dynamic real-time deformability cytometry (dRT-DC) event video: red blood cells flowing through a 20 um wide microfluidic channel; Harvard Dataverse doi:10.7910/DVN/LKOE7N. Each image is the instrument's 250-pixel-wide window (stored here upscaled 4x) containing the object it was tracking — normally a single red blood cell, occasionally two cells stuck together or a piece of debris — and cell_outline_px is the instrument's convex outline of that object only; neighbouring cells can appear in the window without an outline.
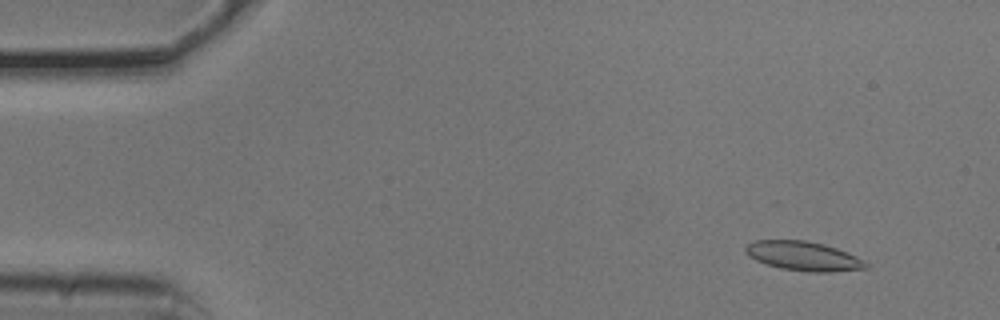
{"species": "common noctule bat (a hibernating species)", "species_latin": "Nyctalus noctula", "temperature_condition": "cold", "stored_images_in_passage": 34, "camera_frame_rate_fps": 3000, "um_per_image_px": 0.085, "animal": {"sex": "male", "body_mass_g": 20.5, "forearm_length_mm": 52.5}, "frame": {"image": 1, "passage_image": 5, "time_ms": 1.333, "image_size_px": [1000, 320], "cell_outline_px": [[868, 268], [828, 272], [808, 272], [780, 268], [756, 260], [748, 256], [744, 252], [744, 248], [752, 240], [804, 240], [824, 244], [836, 248], [856, 256], [864, 260], [868, 264]], "centroid_in_image_um": [68.27, 21.76], "position_along_channel_um": 16.7, "area_um2": 20.52}}
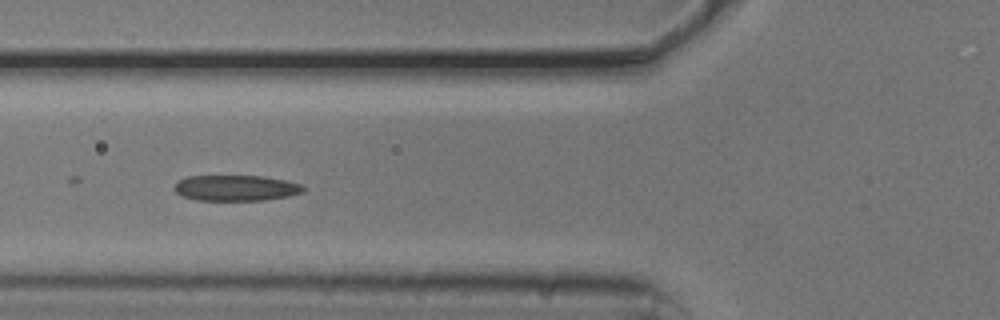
{"frame": {"image": 2, "passage_image": 20, "time_ms": 6.333, "image_size_px": [1000, 320], "cell_outline_px": [[304, 192], [288, 196], [264, 200], [196, 200], [184, 196], [176, 192], [172, 188], [184, 176], [264, 176], [288, 180], [304, 184]], "centroid_in_image_um": [20.09, 15.97], "position_along_channel_um": 105.7, "area_um2": 19.48}}
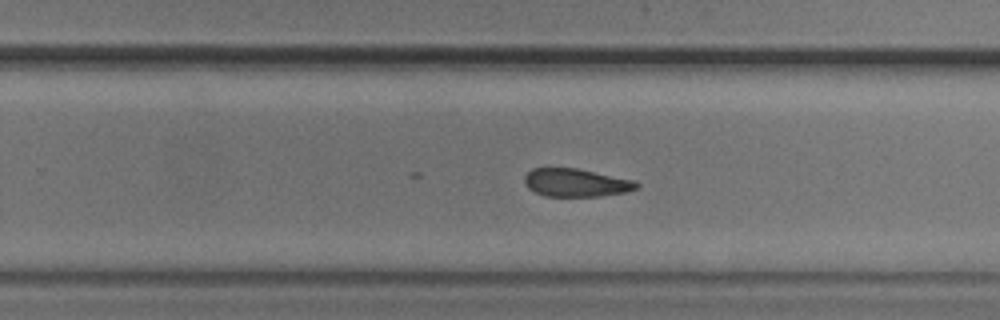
{"frame": {"image": 3, "passage_image": 34, "time_ms": 11.0, "image_size_px": [1000, 320], "cell_outline_px": [[640, 184], [636, 188], [624, 192], [600, 196], [544, 196], [528, 188], [524, 180], [524, 176], [532, 168], [576, 168], [636, 180]], "centroid_in_image_um": [48.96, 15.52], "position_along_channel_um": 280.8, "area_um2": 18.26}}